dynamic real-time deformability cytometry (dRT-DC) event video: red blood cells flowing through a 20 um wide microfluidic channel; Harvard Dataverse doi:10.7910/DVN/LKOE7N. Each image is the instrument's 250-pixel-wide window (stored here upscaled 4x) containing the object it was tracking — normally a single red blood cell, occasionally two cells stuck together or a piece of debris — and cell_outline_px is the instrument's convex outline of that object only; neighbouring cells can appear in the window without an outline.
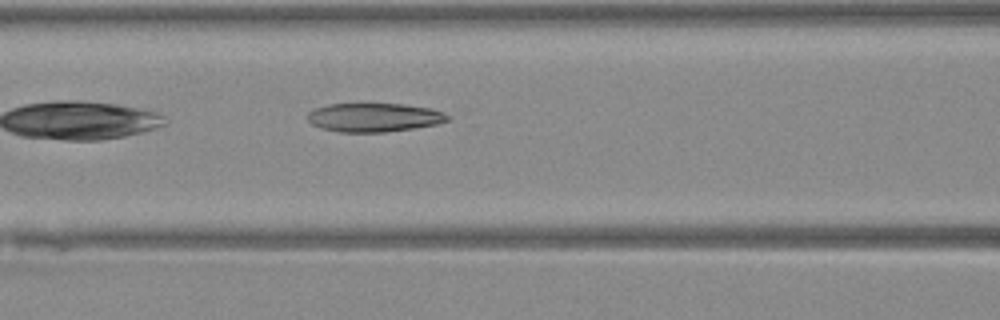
{"species": "Egyptian fruit bat (a non-hibernating species)", "species_latin": "Rousettus aegyptiacus", "temperature_condition": "warm", "stored_images_in_passage": 20, "camera_frame_rate_fps": 3000, "um_per_image_px": 0.085, "animal": {"sex": "female"}, "frame": {"image": 1, "passage_image": 7, "time_ms": 2.0, "image_size_px": [1000, 320], "cell_outline_px": [[448, 120], [436, 124], [416, 128], [384, 132], [340, 132], [320, 128], [312, 124], [308, 120], [308, 112], [316, 108], [328, 104], [364, 100], [404, 104], [432, 108], [444, 112], [448, 116]], "centroid_in_image_um": [31.77, 9.92], "position_along_channel_um": 134.8, "area_um2": 24.57}}
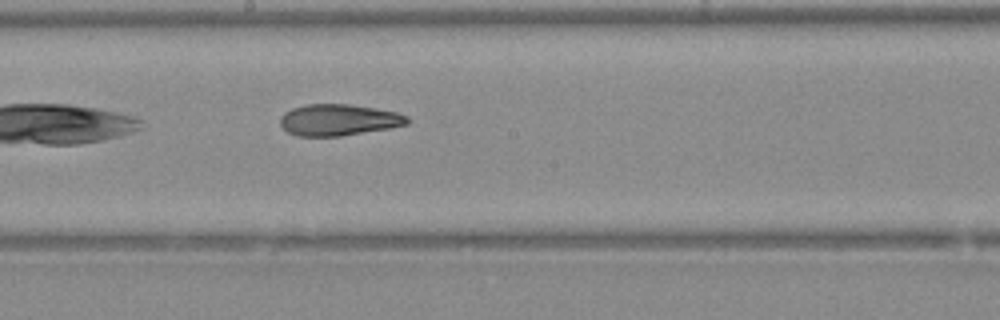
{"frame": {"image": 2, "passage_image": 13, "time_ms": 4.0, "image_size_px": [1000, 320], "cell_outline_px": [[412, 120], [408, 124], [388, 128], [340, 136], [296, 136], [288, 132], [280, 124], [280, 116], [284, 112], [292, 108], [308, 104], [348, 104], [396, 112], [408, 116]], "centroid_in_image_um": [28.77, 10.19], "position_along_channel_um": 219.4, "area_um2": 23.18}}
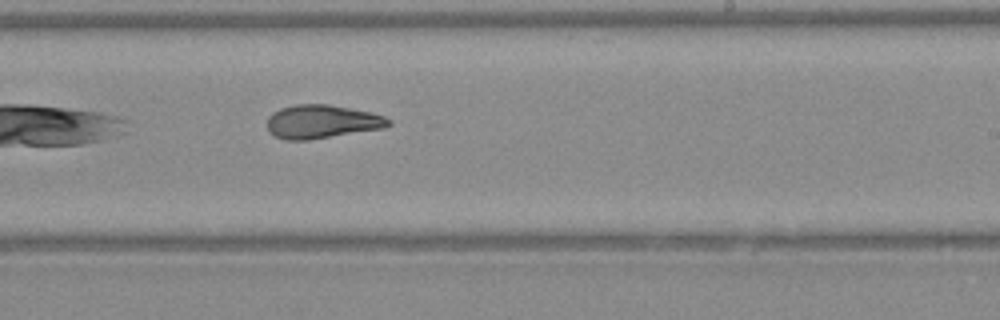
{"frame": {"image": 3, "passage_image": 16, "time_ms": 5.0, "image_size_px": [1000, 320], "cell_outline_px": [[392, 124], [384, 128], [308, 140], [288, 140], [276, 136], [268, 132], [268, 116], [272, 112], [280, 108], [296, 104], [328, 104], [372, 112], [384, 116], [392, 120]], "centroid_in_image_um": [27.37, 10.33], "position_along_channel_um": 261.6, "area_um2": 23.81}}